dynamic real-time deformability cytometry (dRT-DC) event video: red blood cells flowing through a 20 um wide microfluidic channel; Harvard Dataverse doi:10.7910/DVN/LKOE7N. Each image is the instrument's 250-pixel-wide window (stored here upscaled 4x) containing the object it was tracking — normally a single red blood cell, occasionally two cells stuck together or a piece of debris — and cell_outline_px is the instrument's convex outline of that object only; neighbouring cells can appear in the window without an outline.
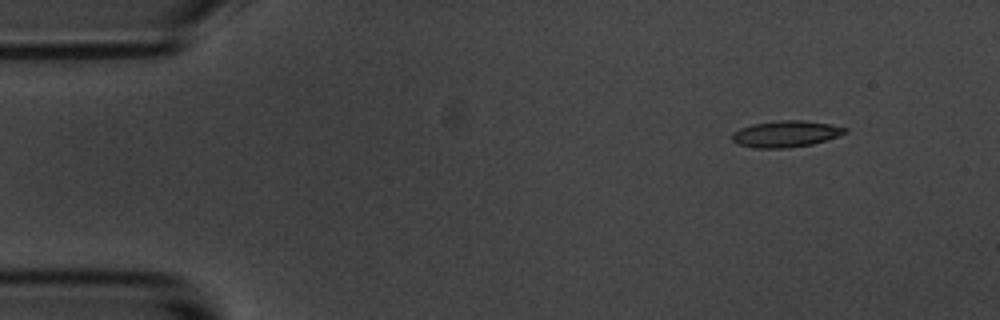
{"species": "common noctule bat (a hibernating species)", "species_latin": "Nyctalus noctula", "temperature_condition": "room temperature", "stored_images_in_passage": 4, "camera_frame_rate_fps": 3000, "um_per_image_px": 0.085, "animal": {"sex": "male", "body_mass_g": 20.1, "forearm_length_mm": 53.5}, "frame": {"image": 1, "passage_image": 2, "time_ms": 0.333, "image_size_px": [1000, 320], "cell_outline_px": [[848, 132], [812, 144], [788, 148], [756, 148], [736, 144], [732, 140], [732, 132], [740, 128], [752, 124], [780, 120], [804, 120], [832, 124], [848, 128]], "centroid_in_image_um": [66.77, 11.37], "position_along_channel_um": 18.2, "area_um2": 17.46}}
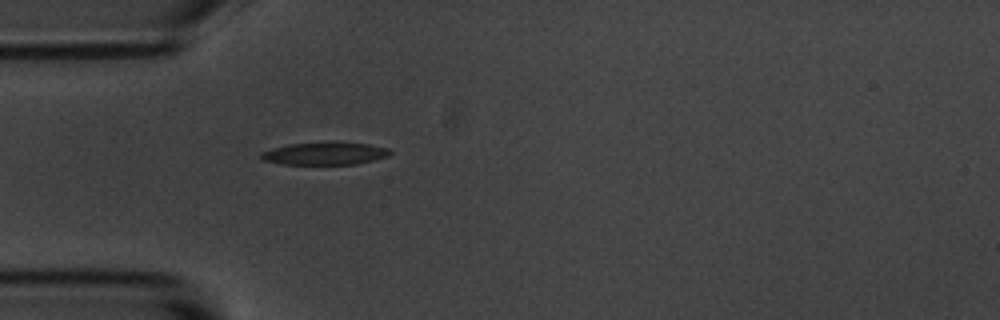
{"frame": {"image": 2, "passage_image": 4, "time_ms": 1.0, "image_size_px": [1000, 320], "cell_outline_px": [[392, 152], [388, 156], [356, 164], [284, 164], [260, 160], [260, 152], [272, 148], [288, 144], [336, 140], [368, 144], [388, 148]], "centroid_in_image_um": [27.59, 13.02], "position_along_channel_um": 57.4, "area_um2": 17.46}}